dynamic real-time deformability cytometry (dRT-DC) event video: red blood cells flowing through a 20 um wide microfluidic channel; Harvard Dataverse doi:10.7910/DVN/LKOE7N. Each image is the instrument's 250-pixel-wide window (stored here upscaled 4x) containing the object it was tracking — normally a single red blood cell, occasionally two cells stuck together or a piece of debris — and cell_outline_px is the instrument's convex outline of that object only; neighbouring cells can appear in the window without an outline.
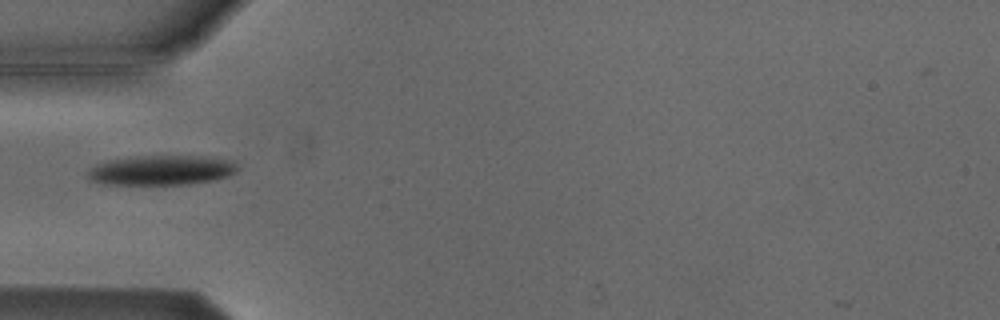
{"species": "Egyptian fruit bat (a non-hibernating species)", "species_latin": "Rousettus aegyptiacus", "temperature_condition": "cold", "stored_images_in_passage": 7, "camera_frame_rate_fps": 3000, "um_per_image_px": 0.085, "animal": {"sex": "male"}, "frame": {"image": 1, "passage_image": 3, "time_ms": 2.667, "image_size_px": [1000, 320], "cell_outline_px": [[240, 168], [236, 172], [228, 176], [216, 180], [188, 184], [104, 184], [88, 180], [88, 172], [96, 164], [108, 160], [136, 156], [212, 156], [232, 160]], "centroid_in_image_um": [13.78, 14.46], "position_along_channel_um": 71.2, "area_um2": 26.24}}
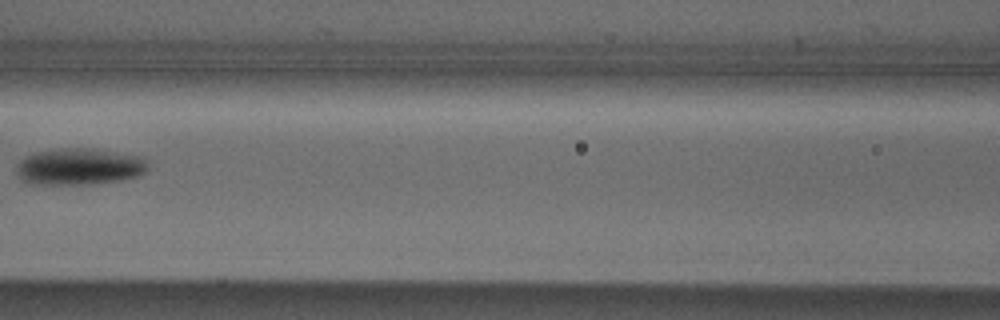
{"frame": {"image": 2, "passage_image": 5, "time_ms": 5.0, "image_size_px": [1000, 320], "cell_outline_px": [[148, 168], [140, 176], [120, 180], [92, 184], [40, 184], [24, 180], [20, 176], [20, 160], [24, 156], [36, 152], [60, 148], [92, 148], [144, 156], [148, 164]], "centroid_in_image_um": [6.85, 14.14], "position_along_channel_um": 159.8, "area_um2": 27.92}}
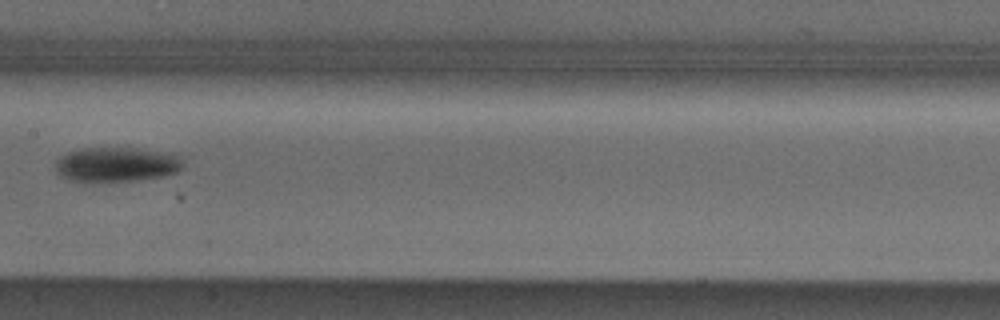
{"frame": {"image": 3, "passage_image": 6, "time_ms": 6.0, "image_size_px": [1000, 320], "cell_outline_px": [[184, 164], [176, 172], [164, 176], [140, 180], [68, 180], [60, 176], [56, 172], [56, 160], [60, 156], [68, 152], [80, 148], [136, 148], [180, 156]], "centroid_in_image_um": [9.88, 13.97], "position_along_channel_um": 197.5, "area_um2": 25.32}}